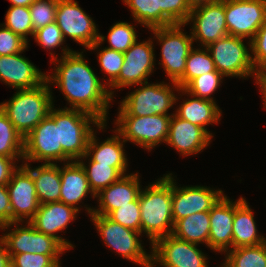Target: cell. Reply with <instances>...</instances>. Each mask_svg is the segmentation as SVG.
<instances>
[{
    "mask_svg": "<svg viewBox=\"0 0 266 267\" xmlns=\"http://www.w3.org/2000/svg\"><path fill=\"white\" fill-rule=\"evenodd\" d=\"M0 267H11V256L7 250V246L0 238Z\"/></svg>",
    "mask_w": 266,
    "mask_h": 267,
    "instance_id": "49",
    "label": "cell"
},
{
    "mask_svg": "<svg viewBox=\"0 0 266 267\" xmlns=\"http://www.w3.org/2000/svg\"><path fill=\"white\" fill-rule=\"evenodd\" d=\"M171 84L173 88L164 82L142 83L120 102L118 116L170 115L167 112L178 101L173 91L180 89L176 82L171 81Z\"/></svg>",
    "mask_w": 266,
    "mask_h": 267,
    "instance_id": "5",
    "label": "cell"
},
{
    "mask_svg": "<svg viewBox=\"0 0 266 267\" xmlns=\"http://www.w3.org/2000/svg\"><path fill=\"white\" fill-rule=\"evenodd\" d=\"M251 56L256 71L266 67V21L251 40Z\"/></svg>",
    "mask_w": 266,
    "mask_h": 267,
    "instance_id": "45",
    "label": "cell"
},
{
    "mask_svg": "<svg viewBox=\"0 0 266 267\" xmlns=\"http://www.w3.org/2000/svg\"><path fill=\"white\" fill-rule=\"evenodd\" d=\"M58 0H35L30 6L34 31L55 22Z\"/></svg>",
    "mask_w": 266,
    "mask_h": 267,
    "instance_id": "38",
    "label": "cell"
},
{
    "mask_svg": "<svg viewBox=\"0 0 266 267\" xmlns=\"http://www.w3.org/2000/svg\"><path fill=\"white\" fill-rule=\"evenodd\" d=\"M11 6H24L29 7L35 0H9Z\"/></svg>",
    "mask_w": 266,
    "mask_h": 267,
    "instance_id": "51",
    "label": "cell"
},
{
    "mask_svg": "<svg viewBox=\"0 0 266 267\" xmlns=\"http://www.w3.org/2000/svg\"><path fill=\"white\" fill-rule=\"evenodd\" d=\"M171 115L117 116L115 129L126 142L151 150L168 137Z\"/></svg>",
    "mask_w": 266,
    "mask_h": 267,
    "instance_id": "10",
    "label": "cell"
},
{
    "mask_svg": "<svg viewBox=\"0 0 266 267\" xmlns=\"http://www.w3.org/2000/svg\"><path fill=\"white\" fill-rule=\"evenodd\" d=\"M0 25V56L12 55L27 49L28 43L12 30Z\"/></svg>",
    "mask_w": 266,
    "mask_h": 267,
    "instance_id": "44",
    "label": "cell"
},
{
    "mask_svg": "<svg viewBox=\"0 0 266 267\" xmlns=\"http://www.w3.org/2000/svg\"><path fill=\"white\" fill-rule=\"evenodd\" d=\"M54 107L51 108L49 116L58 127L62 150L72 161H78L86 155L87 144L94 131L90 124L101 130L105 129L107 123H102L91 113L79 109L65 107L57 110Z\"/></svg>",
    "mask_w": 266,
    "mask_h": 267,
    "instance_id": "4",
    "label": "cell"
},
{
    "mask_svg": "<svg viewBox=\"0 0 266 267\" xmlns=\"http://www.w3.org/2000/svg\"><path fill=\"white\" fill-rule=\"evenodd\" d=\"M98 53V61L101 66V71L106 72L109 76L108 83H103L108 87L118 78L121 67L124 61V53L116 50H111L105 47Z\"/></svg>",
    "mask_w": 266,
    "mask_h": 267,
    "instance_id": "40",
    "label": "cell"
},
{
    "mask_svg": "<svg viewBox=\"0 0 266 267\" xmlns=\"http://www.w3.org/2000/svg\"><path fill=\"white\" fill-rule=\"evenodd\" d=\"M12 223V210L6 185H0V227Z\"/></svg>",
    "mask_w": 266,
    "mask_h": 267,
    "instance_id": "46",
    "label": "cell"
},
{
    "mask_svg": "<svg viewBox=\"0 0 266 267\" xmlns=\"http://www.w3.org/2000/svg\"><path fill=\"white\" fill-rule=\"evenodd\" d=\"M256 84L260 86V92L264 95V108H266V72L264 70L256 71L254 74Z\"/></svg>",
    "mask_w": 266,
    "mask_h": 267,
    "instance_id": "48",
    "label": "cell"
},
{
    "mask_svg": "<svg viewBox=\"0 0 266 267\" xmlns=\"http://www.w3.org/2000/svg\"><path fill=\"white\" fill-rule=\"evenodd\" d=\"M0 56V81L15 89H32L46 80L34 64L21 53Z\"/></svg>",
    "mask_w": 266,
    "mask_h": 267,
    "instance_id": "20",
    "label": "cell"
},
{
    "mask_svg": "<svg viewBox=\"0 0 266 267\" xmlns=\"http://www.w3.org/2000/svg\"><path fill=\"white\" fill-rule=\"evenodd\" d=\"M184 24L150 29L161 47V63L170 81L177 82L184 74L186 60L193 49L192 36L182 30Z\"/></svg>",
    "mask_w": 266,
    "mask_h": 267,
    "instance_id": "7",
    "label": "cell"
},
{
    "mask_svg": "<svg viewBox=\"0 0 266 267\" xmlns=\"http://www.w3.org/2000/svg\"><path fill=\"white\" fill-rule=\"evenodd\" d=\"M211 138L202 127L172 114L166 143L183 156L201 152L210 145Z\"/></svg>",
    "mask_w": 266,
    "mask_h": 267,
    "instance_id": "22",
    "label": "cell"
},
{
    "mask_svg": "<svg viewBox=\"0 0 266 267\" xmlns=\"http://www.w3.org/2000/svg\"><path fill=\"white\" fill-rule=\"evenodd\" d=\"M135 26L127 22H118L114 24L108 32V49L119 52H126L137 40Z\"/></svg>",
    "mask_w": 266,
    "mask_h": 267,
    "instance_id": "37",
    "label": "cell"
},
{
    "mask_svg": "<svg viewBox=\"0 0 266 267\" xmlns=\"http://www.w3.org/2000/svg\"><path fill=\"white\" fill-rule=\"evenodd\" d=\"M191 99L183 100L175 111V115L192 124L202 127L211 137L212 133L207 131L206 126L220 121L222 116L221 110L215 101L197 98L192 96Z\"/></svg>",
    "mask_w": 266,
    "mask_h": 267,
    "instance_id": "28",
    "label": "cell"
},
{
    "mask_svg": "<svg viewBox=\"0 0 266 267\" xmlns=\"http://www.w3.org/2000/svg\"><path fill=\"white\" fill-rule=\"evenodd\" d=\"M210 211L198 212L178 220L172 235L195 244L205 243L208 247L210 232Z\"/></svg>",
    "mask_w": 266,
    "mask_h": 267,
    "instance_id": "29",
    "label": "cell"
},
{
    "mask_svg": "<svg viewBox=\"0 0 266 267\" xmlns=\"http://www.w3.org/2000/svg\"><path fill=\"white\" fill-rule=\"evenodd\" d=\"M172 176V218L174 224L191 214L210 211L224 195L206 186L178 187Z\"/></svg>",
    "mask_w": 266,
    "mask_h": 267,
    "instance_id": "17",
    "label": "cell"
},
{
    "mask_svg": "<svg viewBox=\"0 0 266 267\" xmlns=\"http://www.w3.org/2000/svg\"><path fill=\"white\" fill-rule=\"evenodd\" d=\"M108 217L124 227L141 233V216L139 198L130 202V205L120 206L113 210Z\"/></svg>",
    "mask_w": 266,
    "mask_h": 267,
    "instance_id": "39",
    "label": "cell"
},
{
    "mask_svg": "<svg viewBox=\"0 0 266 267\" xmlns=\"http://www.w3.org/2000/svg\"><path fill=\"white\" fill-rule=\"evenodd\" d=\"M90 217L107 247L135 264L151 267V253L146 254L138 238L142 233L124 227L108 216L91 214Z\"/></svg>",
    "mask_w": 266,
    "mask_h": 267,
    "instance_id": "6",
    "label": "cell"
},
{
    "mask_svg": "<svg viewBox=\"0 0 266 267\" xmlns=\"http://www.w3.org/2000/svg\"><path fill=\"white\" fill-rule=\"evenodd\" d=\"M33 37L38 45L47 50H53L65 42L61 29L56 22L35 30Z\"/></svg>",
    "mask_w": 266,
    "mask_h": 267,
    "instance_id": "43",
    "label": "cell"
},
{
    "mask_svg": "<svg viewBox=\"0 0 266 267\" xmlns=\"http://www.w3.org/2000/svg\"><path fill=\"white\" fill-rule=\"evenodd\" d=\"M20 222H13L1 226V230L15 226L11 232L5 233L0 238L7 246L9 254L35 253L44 255H62L67 249L55 238L38 232L27 221L26 226H19ZM20 227V228H19Z\"/></svg>",
    "mask_w": 266,
    "mask_h": 267,
    "instance_id": "13",
    "label": "cell"
},
{
    "mask_svg": "<svg viewBox=\"0 0 266 267\" xmlns=\"http://www.w3.org/2000/svg\"><path fill=\"white\" fill-rule=\"evenodd\" d=\"M138 173L123 175L107 188L102 189L96 197L99 205L97 209L86 207L89 215L98 214L108 216L120 206L130 205L135 201L141 191Z\"/></svg>",
    "mask_w": 266,
    "mask_h": 267,
    "instance_id": "21",
    "label": "cell"
},
{
    "mask_svg": "<svg viewBox=\"0 0 266 267\" xmlns=\"http://www.w3.org/2000/svg\"><path fill=\"white\" fill-rule=\"evenodd\" d=\"M226 260L234 267H266V242L229 250Z\"/></svg>",
    "mask_w": 266,
    "mask_h": 267,
    "instance_id": "34",
    "label": "cell"
},
{
    "mask_svg": "<svg viewBox=\"0 0 266 267\" xmlns=\"http://www.w3.org/2000/svg\"><path fill=\"white\" fill-rule=\"evenodd\" d=\"M197 245L172 234L161 237L152 244L151 267H208L207 257Z\"/></svg>",
    "mask_w": 266,
    "mask_h": 267,
    "instance_id": "12",
    "label": "cell"
},
{
    "mask_svg": "<svg viewBox=\"0 0 266 267\" xmlns=\"http://www.w3.org/2000/svg\"><path fill=\"white\" fill-rule=\"evenodd\" d=\"M223 77L224 75L218 71L207 72L194 78L184 89L180 88L179 92L185 95L189 94V96L215 101L211 95L218 89Z\"/></svg>",
    "mask_w": 266,
    "mask_h": 267,
    "instance_id": "35",
    "label": "cell"
},
{
    "mask_svg": "<svg viewBox=\"0 0 266 267\" xmlns=\"http://www.w3.org/2000/svg\"><path fill=\"white\" fill-rule=\"evenodd\" d=\"M223 195L210 210L208 248L227 253L232 249V228L235 202Z\"/></svg>",
    "mask_w": 266,
    "mask_h": 267,
    "instance_id": "23",
    "label": "cell"
},
{
    "mask_svg": "<svg viewBox=\"0 0 266 267\" xmlns=\"http://www.w3.org/2000/svg\"><path fill=\"white\" fill-rule=\"evenodd\" d=\"M79 211L62 202H49L41 204L34 217L29 221L41 233L57 239L67 250L73 248L65 238L56 235L67 228L68 224L76 219Z\"/></svg>",
    "mask_w": 266,
    "mask_h": 267,
    "instance_id": "19",
    "label": "cell"
},
{
    "mask_svg": "<svg viewBox=\"0 0 266 267\" xmlns=\"http://www.w3.org/2000/svg\"><path fill=\"white\" fill-rule=\"evenodd\" d=\"M157 9L174 23L186 24L191 9L185 0H157Z\"/></svg>",
    "mask_w": 266,
    "mask_h": 267,
    "instance_id": "42",
    "label": "cell"
},
{
    "mask_svg": "<svg viewBox=\"0 0 266 267\" xmlns=\"http://www.w3.org/2000/svg\"><path fill=\"white\" fill-rule=\"evenodd\" d=\"M11 267H61L60 255H44L35 253L9 254Z\"/></svg>",
    "mask_w": 266,
    "mask_h": 267,
    "instance_id": "41",
    "label": "cell"
},
{
    "mask_svg": "<svg viewBox=\"0 0 266 267\" xmlns=\"http://www.w3.org/2000/svg\"><path fill=\"white\" fill-rule=\"evenodd\" d=\"M212 71L217 70L209 50L193 48L187 57L184 74L176 84L184 89L194 78Z\"/></svg>",
    "mask_w": 266,
    "mask_h": 267,
    "instance_id": "31",
    "label": "cell"
},
{
    "mask_svg": "<svg viewBox=\"0 0 266 267\" xmlns=\"http://www.w3.org/2000/svg\"><path fill=\"white\" fill-rule=\"evenodd\" d=\"M228 34L250 41L266 21V0H225Z\"/></svg>",
    "mask_w": 266,
    "mask_h": 267,
    "instance_id": "15",
    "label": "cell"
},
{
    "mask_svg": "<svg viewBox=\"0 0 266 267\" xmlns=\"http://www.w3.org/2000/svg\"><path fill=\"white\" fill-rule=\"evenodd\" d=\"M88 160H90L88 166H86L83 160H78V162L84 168L90 189L95 195L122 177V175L114 167L99 164L94 162L91 158Z\"/></svg>",
    "mask_w": 266,
    "mask_h": 267,
    "instance_id": "33",
    "label": "cell"
},
{
    "mask_svg": "<svg viewBox=\"0 0 266 267\" xmlns=\"http://www.w3.org/2000/svg\"><path fill=\"white\" fill-rule=\"evenodd\" d=\"M111 138H107L104 142H97L96 132H92L88 144L87 152L84 158H90L99 164L114 167L122 176L126 175L128 165L127 157L125 156L124 144L121 135L115 130Z\"/></svg>",
    "mask_w": 266,
    "mask_h": 267,
    "instance_id": "24",
    "label": "cell"
},
{
    "mask_svg": "<svg viewBox=\"0 0 266 267\" xmlns=\"http://www.w3.org/2000/svg\"><path fill=\"white\" fill-rule=\"evenodd\" d=\"M49 81L32 89H17L13 97L0 104L1 110L15 129L25 138L54 106Z\"/></svg>",
    "mask_w": 266,
    "mask_h": 267,
    "instance_id": "3",
    "label": "cell"
},
{
    "mask_svg": "<svg viewBox=\"0 0 266 267\" xmlns=\"http://www.w3.org/2000/svg\"><path fill=\"white\" fill-rule=\"evenodd\" d=\"M190 21L193 22L190 32L192 39L200 41L203 47L229 35L225 20V0L192 9L185 25Z\"/></svg>",
    "mask_w": 266,
    "mask_h": 267,
    "instance_id": "16",
    "label": "cell"
},
{
    "mask_svg": "<svg viewBox=\"0 0 266 267\" xmlns=\"http://www.w3.org/2000/svg\"><path fill=\"white\" fill-rule=\"evenodd\" d=\"M62 48L60 60L50 52L55 73L46 75L52 85L55 83L69 104V109H79L91 113L102 123H106L112 96L94 70L85 61L83 52ZM52 82V83H51Z\"/></svg>",
    "mask_w": 266,
    "mask_h": 267,
    "instance_id": "1",
    "label": "cell"
},
{
    "mask_svg": "<svg viewBox=\"0 0 266 267\" xmlns=\"http://www.w3.org/2000/svg\"><path fill=\"white\" fill-rule=\"evenodd\" d=\"M124 52V61L118 78L108 87L109 93L113 97L114 88L141 85L148 82V77L154 71L155 54L154 44L149 38L147 41L137 42ZM112 89V90H111Z\"/></svg>",
    "mask_w": 266,
    "mask_h": 267,
    "instance_id": "14",
    "label": "cell"
},
{
    "mask_svg": "<svg viewBox=\"0 0 266 267\" xmlns=\"http://www.w3.org/2000/svg\"><path fill=\"white\" fill-rule=\"evenodd\" d=\"M55 22L64 40L68 36L88 50L100 48L106 40L105 36L98 33L92 18L74 0H58Z\"/></svg>",
    "mask_w": 266,
    "mask_h": 267,
    "instance_id": "8",
    "label": "cell"
},
{
    "mask_svg": "<svg viewBox=\"0 0 266 267\" xmlns=\"http://www.w3.org/2000/svg\"><path fill=\"white\" fill-rule=\"evenodd\" d=\"M2 26L12 30L15 34L23 38L27 43L28 35H34V28L31 21L29 7L10 6L5 16V23Z\"/></svg>",
    "mask_w": 266,
    "mask_h": 267,
    "instance_id": "36",
    "label": "cell"
},
{
    "mask_svg": "<svg viewBox=\"0 0 266 267\" xmlns=\"http://www.w3.org/2000/svg\"><path fill=\"white\" fill-rule=\"evenodd\" d=\"M6 186L12 210V223H23L24 219H28L29 222L40 206L32 174L20 165Z\"/></svg>",
    "mask_w": 266,
    "mask_h": 267,
    "instance_id": "18",
    "label": "cell"
},
{
    "mask_svg": "<svg viewBox=\"0 0 266 267\" xmlns=\"http://www.w3.org/2000/svg\"><path fill=\"white\" fill-rule=\"evenodd\" d=\"M22 165L32 174L40 205L60 201L61 177L58 164L43 163L34 169L27 162Z\"/></svg>",
    "mask_w": 266,
    "mask_h": 267,
    "instance_id": "27",
    "label": "cell"
},
{
    "mask_svg": "<svg viewBox=\"0 0 266 267\" xmlns=\"http://www.w3.org/2000/svg\"><path fill=\"white\" fill-rule=\"evenodd\" d=\"M16 161L18 160L0 155V185H7L12 174L19 168Z\"/></svg>",
    "mask_w": 266,
    "mask_h": 267,
    "instance_id": "47",
    "label": "cell"
},
{
    "mask_svg": "<svg viewBox=\"0 0 266 267\" xmlns=\"http://www.w3.org/2000/svg\"><path fill=\"white\" fill-rule=\"evenodd\" d=\"M131 10L133 18L148 29L173 25L174 23L157 9V0H123Z\"/></svg>",
    "mask_w": 266,
    "mask_h": 267,
    "instance_id": "30",
    "label": "cell"
},
{
    "mask_svg": "<svg viewBox=\"0 0 266 267\" xmlns=\"http://www.w3.org/2000/svg\"><path fill=\"white\" fill-rule=\"evenodd\" d=\"M60 177V202L80 211L77 205L88 193H91L92 197L96 198V195L90 189L85 170L78 161L66 162L60 168Z\"/></svg>",
    "mask_w": 266,
    "mask_h": 267,
    "instance_id": "25",
    "label": "cell"
},
{
    "mask_svg": "<svg viewBox=\"0 0 266 267\" xmlns=\"http://www.w3.org/2000/svg\"><path fill=\"white\" fill-rule=\"evenodd\" d=\"M30 161H44L47 164L72 161L63 152L59 143L58 127L49 115L24 138L22 163Z\"/></svg>",
    "mask_w": 266,
    "mask_h": 267,
    "instance_id": "11",
    "label": "cell"
},
{
    "mask_svg": "<svg viewBox=\"0 0 266 267\" xmlns=\"http://www.w3.org/2000/svg\"><path fill=\"white\" fill-rule=\"evenodd\" d=\"M24 138L0 108V155L23 160Z\"/></svg>",
    "mask_w": 266,
    "mask_h": 267,
    "instance_id": "32",
    "label": "cell"
},
{
    "mask_svg": "<svg viewBox=\"0 0 266 267\" xmlns=\"http://www.w3.org/2000/svg\"><path fill=\"white\" fill-rule=\"evenodd\" d=\"M189 6V8L192 10L194 8H197L199 6L207 5L214 3L218 0H185Z\"/></svg>",
    "mask_w": 266,
    "mask_h": 267,
    "instance_id": "50",
    "label": "cell"
},
{
    "mask_svg": "<svg viewBox=\"0 0 266 267\" xmlns=\"http://www.w3.org/2000/svg\"><path fill=\"white\" fill-rule=\"evenodd\" d=\"M223 265L221 267H234L231 263H229L227 260H224Z\"/></svg>",
    "mask_w": 266,
    "mask_h": 267,
    "instance_id": "52",
    "label": "cell"
},
{
    "mask_svg": "<svg viewBox=\"0 0 266 267\" xmlns=\"http://www.w3.org/2000/svg\"><path fill=\"white\" fill-rule=\"evenodd\" d=\"M256 222L248 202L240 197L235 201L232 228V249L242 246H256L266 242V238L257 233Z\"/></svg>",
    "mask_w": 266,
    "mask_h": 267,
    "instance_id": "26",
    "label": "cell"
},
{
    "mask_svg": "<svg viewBox=\"0 0 266 267\" xmlns=\"http://www.w3.org/2000/svg\"><path fill=\"white\" fill-rule=\"evenodd\" d=\"M140 203L141 233H146L151 245L159 238L173 233L172 173H168L143 188Z\"/></svg>",
    "mask_w": 266,
    "mask_h": 267,
    "instance_id": "2",
    "label": "cell"
},
{
    "mask_svg": "<svg viewBox=\"0 0 266 267\" xmlns=\"http://www.w3.org/2000/svg\"><path fill=\"white\" fill-rule=\"evenodd\" d=\"M244 38L227 35L206 47L214 61L216 70L225 77L246 78L253 76L256 72L251 51V41L249 48L244 44Z\"/></svg>",
    "mask_w": 266,
    "mask_h": 267,
    "instance_id": "9",
    "label": "cell"
}]
</instances>
